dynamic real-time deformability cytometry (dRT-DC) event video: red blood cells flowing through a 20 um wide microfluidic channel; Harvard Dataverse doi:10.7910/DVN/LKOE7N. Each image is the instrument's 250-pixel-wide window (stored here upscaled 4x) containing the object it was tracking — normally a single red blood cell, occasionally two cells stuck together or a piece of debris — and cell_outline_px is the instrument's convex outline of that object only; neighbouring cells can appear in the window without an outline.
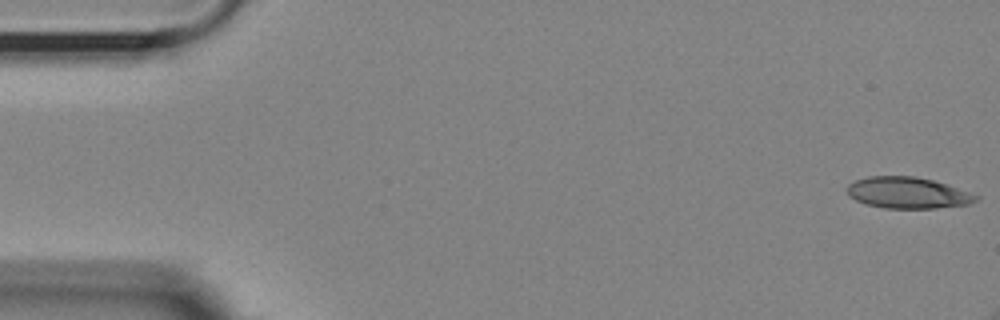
{"species": "Egyptian fruit bat (a non-hibernating species)", "species_latin": "Rousettus aegyptiacus", "temperature_condition": "room temperature", "stored_images_in_passage": 11, "camera_frame_rate_fps": 3000, "um_per_image_px": 0.085, "animal": {"sex": "female"}, "frame": {"image": 1, "passage_image": 1, "time_ms": 0.0, "image_size_px": [1000, 320], "cell_outline_px": [[980, 196], [976, 200], [968, 204], [936, 208], [884, 208], [868, 204], [856, 200], [848, 196], [848, 184], [856, 180], [868, 176], [916, 176], [932, 180]], "centroid_in_image_um": [77.12, 16.38], "position_along_channel_um": 7.9, "area_um2": 23.18}}